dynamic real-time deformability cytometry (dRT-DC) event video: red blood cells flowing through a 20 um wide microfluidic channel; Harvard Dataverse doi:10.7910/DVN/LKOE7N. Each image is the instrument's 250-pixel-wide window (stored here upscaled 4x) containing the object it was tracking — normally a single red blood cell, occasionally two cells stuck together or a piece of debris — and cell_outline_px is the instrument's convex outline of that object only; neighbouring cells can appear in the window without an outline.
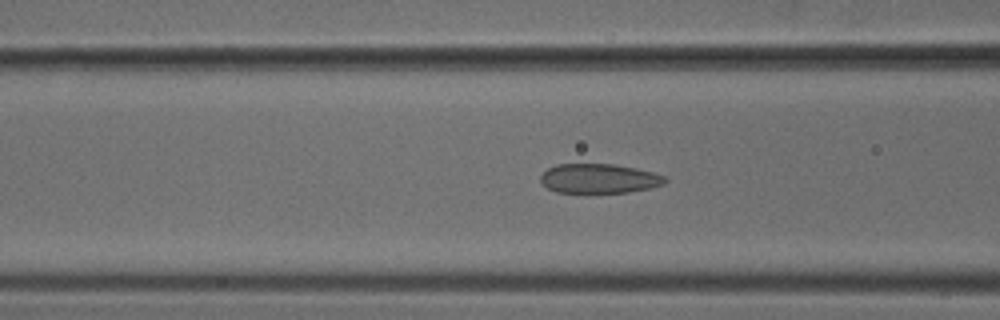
{"species": "common noctule bat (a hibernating species)", "species_latin": "Nyctalus noctula", "temperature_condition": "cold", "stored_images_in_passage": 48, "camera_frame_rate_fps": 3000, "um_per_image_px": 0.085, "animal": {"sex": "male", "body_mass_g": 18.8}, "frame": {"image": 1, "passage_image": 19, "time_ms": 6.0, "image_size_px": [1000, 320], "cell_outline_px": [[668, 180], [664, 184], [648, 188], [628, 192], [556, 192], [540, 184], [540, 176], [548, 168], [556, 164], [616, 164], [636, 168], [652, 172], [664, 176]], "centroid_in_image_um": [50.89, 15.16], "position_along_channel_um": 115.7, "area_um2": 21.33}}
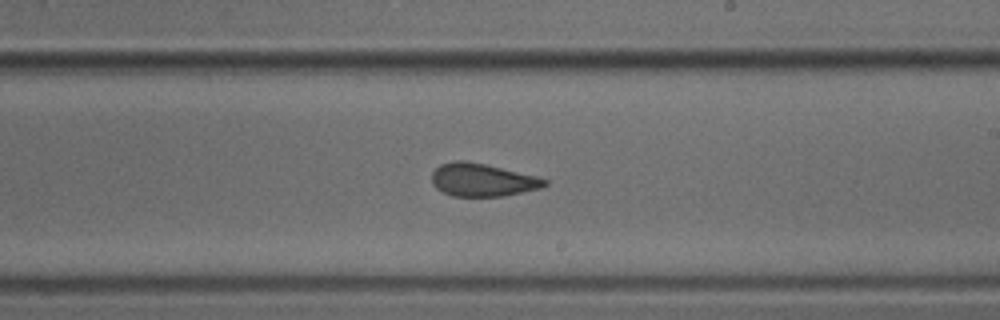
{"frame": {"image": 2, "passage_image": 29, "time_ms": 9.333, "image_size_px": [1000, 320], "cell_outline_px": [[548, 184], [540, 188], [504, 196], [452, 196], [436, 188], [432, 184], [432, 172], [440, 164], [456, 160], [464, 160], [484, 164], [536, 176], [548, 180]], "centroid_in_image_um": [40.98, 15.29], "position_along_channel_um": 248.0, "area_um2": 21.5}}
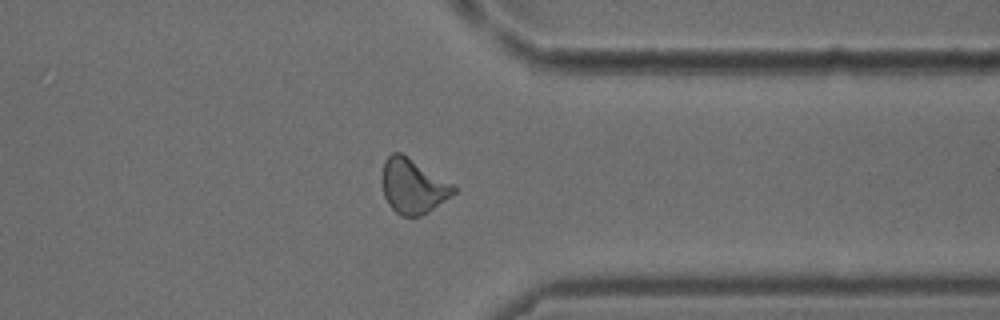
{"frame": {"image": 3, "passage_image": 39, "time_ms": 12.667, "image_size_px": [1000, 320], "cell_outline_px": [[456, 192], [452, 196], [428, 212], [420, 216], [400, 216], [388, 204], [384, 196], [384, 160], [392, 152], [400, 152], [456, 184]], "centroid_in_image_um": [35.16, 15.83], "position_along_channel_um": 376.2, "area_um2": 22.77}}